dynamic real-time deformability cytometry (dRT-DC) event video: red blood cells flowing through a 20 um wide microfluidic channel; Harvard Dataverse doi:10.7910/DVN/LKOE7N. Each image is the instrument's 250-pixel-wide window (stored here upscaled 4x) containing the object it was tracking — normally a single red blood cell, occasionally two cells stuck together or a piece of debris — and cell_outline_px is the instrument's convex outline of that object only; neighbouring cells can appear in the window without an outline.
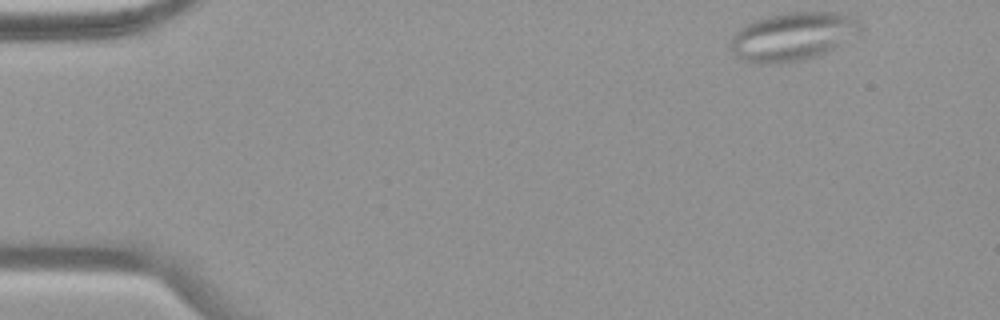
{"species": "common noctule bat (a hibernating species)", "species_latin": "Nyctalus noctula", "temperature_condition": "warm", "stored_images_in_passage": 50, "camera_frame_rate_fps": 3000, "um_per_image_px": 0.085, "animal": {"sex": "female", "body_mass_g": 19.9}, "frame": {"image": 1, "passage_image": 1, "time_ms": 0.0, "image_size_px": [1000, 320], "cell_outline_px": [[864, 28], [860, 32], [832, 48], [816, 56], [804, 60], [780, 64], [752, 64], [736, 56], [732, 52], [728, 40], [744, 24], [768, 16], [788, 12], [836, 12], [856, 16], [860, 20]], "centroid_in_image_um": [67.36, 3.1], "position_along_channel_um": 17.6, "area_um2": 36.93}}
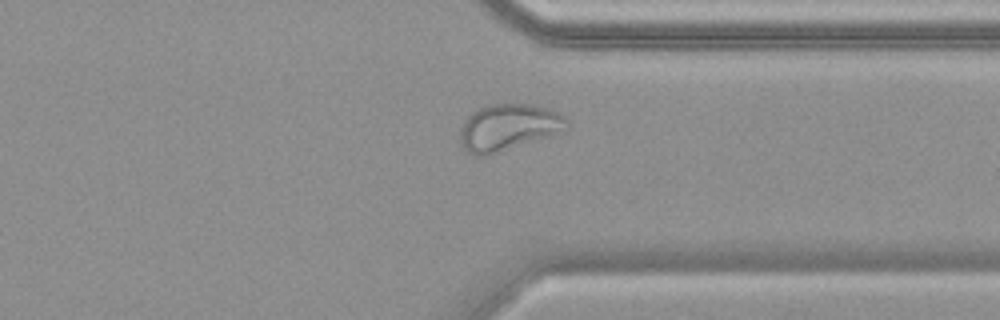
{"frame": {"image": 2, "passage_image": 38, "time_ms": 12.333, "image_size_px": [1000, 320], "cell_outline_px": [[568, 128], [552, 136], [484, 156], [472, 156], [460, 144], [460, 128], [464, 120], [472, 112], [488, 104], [532, 104], [548, 108], [564, 116], [568, 120]], "centroid_in_image_um": [43.2, 10.82], "position_along_channel_um": 368.2, "area_um2": 29.07}}
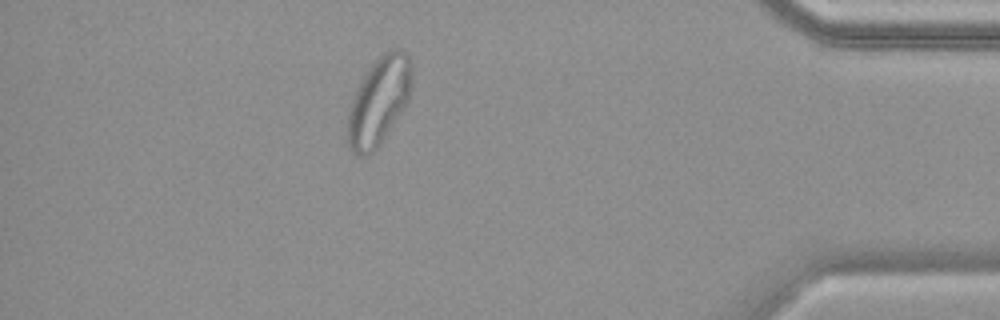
{"frame": {"image": 3, "passage_image": 44, "time_ms": 14.333, "image_size_px": [1000, 320], "cell_outline_px": [[412, 80], [408, 100], [404, 108], [380, 144], [368, 156], [356, 156], [348, 148], [348, 116], [352, 100], [364, 76], [372, 64], [384, 52], [392, 48], [400, 48], [408, 56], [412, 64]], "centroid_in_image_um": [32.22, 8.6], "position_along_channel_um": 403.0, "area_um2": 32.54}}